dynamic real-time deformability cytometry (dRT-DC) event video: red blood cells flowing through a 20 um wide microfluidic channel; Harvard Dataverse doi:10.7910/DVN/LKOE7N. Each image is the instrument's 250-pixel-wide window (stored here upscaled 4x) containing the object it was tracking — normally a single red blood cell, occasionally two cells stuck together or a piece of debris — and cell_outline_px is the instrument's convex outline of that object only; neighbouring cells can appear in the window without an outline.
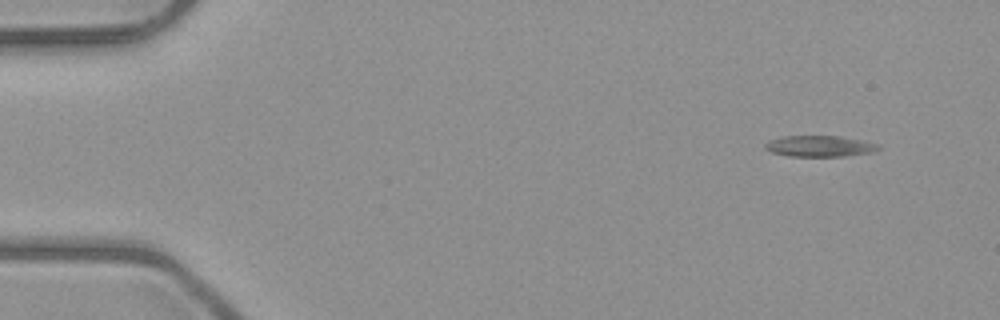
{"species": "common noctule bat (a hibernating species)", "species_latin": "Nyctalus noctula", "temperature_condition": "room temperature", "stored_images_in_passage": 4, "segment_of_instrument_passage": [2, 2], "camera_frame_rate_fps": 3000, "um_per_image_px": 0.085, "animal": {"sex": "male", "body_mass_g": 23.1, "forearm_length_mm": 52.7}, "frame": {"image": 1, "passage_image": 4, "time_ms": 4.667, "image_size_px": [1000, 320], "cell_outline_px": [[880, 148], [872, 152], [844, 156], [788, 156], [772, 152], [764, 148], [764, 144], [768, 140], [784, 136], [836, 136], [860, 140], [880, 144]], "centroid_in_image_um": [69.64, 12.42], "position_along_channel_um": 15.4, "area_um2": 13.81}}